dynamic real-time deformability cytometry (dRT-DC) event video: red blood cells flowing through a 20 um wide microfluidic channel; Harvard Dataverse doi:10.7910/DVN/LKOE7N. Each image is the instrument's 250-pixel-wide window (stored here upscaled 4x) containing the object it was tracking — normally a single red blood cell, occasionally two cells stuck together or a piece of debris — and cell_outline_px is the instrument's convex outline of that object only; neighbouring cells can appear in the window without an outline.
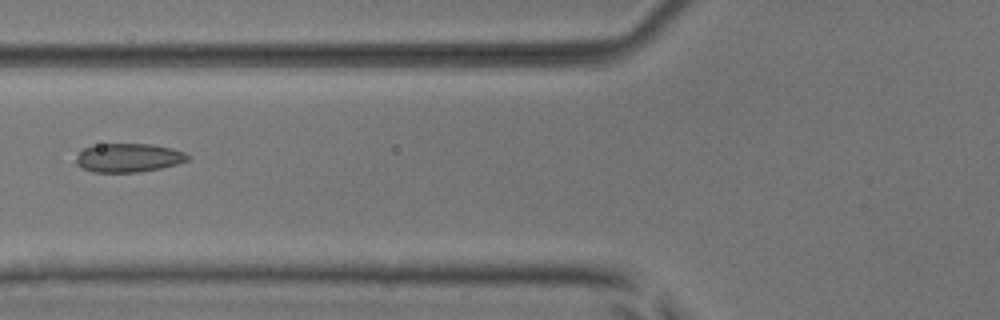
{"species": "common noctule bat (a hibernating species)", "species_latin": "Nyctalus noctula", "temperature_condition": "room temperature", "stored_images_in_passage": 7, "camera_frame_rate_fps": 3000, "um_per_image_px": 0.085, "animal": {"sex": "male", "body_mass_g": 17.9, "forearm_length_mm": 54.2}, "frame": {"image": 1, "passage_image": 7, "time_ms": 2.0, "image_size_px": [1000, 320], "cell_outline_px": [[188, 160], [176, 164], [160, 168], [140, 172], [92, 172], [76, 164], [76, 156], [84, 148], [100, 144], [152, 144], [172, 148], [184, 152], [188, 156]], "centroid_in_image_um": [10.91, 13.41], "position_along_channel_um": 114.9, "area_um2": 18.55}}